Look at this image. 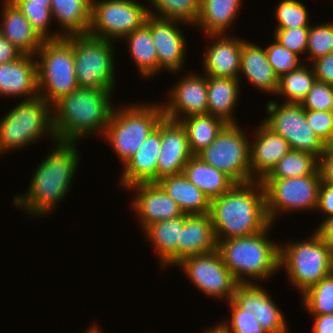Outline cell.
<instances>
[{
	"mask_svg": "<svg viewBox=\"0 0 333 333\" xmlns=\"http://www.w3.org/2000/svg\"><path fill=\"white\" fill-rule=\"evenodd\" d=\"M77 142L55 141V148L37 166L24 195H16L14 204L35 217L47 215L69 192L79 162Z\"/></svg>",
	"mask_w": 333,
	"mask_h": 333,
	"instance_id": "1",
	"label": "cell"
},
{
	"mask_svg": "<svg viewBox=\"0 0 333 333\" xmlns=\"http://www.w3.org/2000/svg\"><path fill=\"white\" fill-rule=\"evenodd\" d=\"M210 216L216 241L264 231L271 223L266 213L262 182L236 183L229 191L211 200Z\"/></svg>",
	"mask_w": 333,
	"mask_h": 333,
	"instance_id": "2",
	"label": "cell"
},
{
	"mask_svg": "<svg viewBox=\"0 0 333 333\" xmlns=\"http://www.w3.org/2000/svg\"><path fill=\"white\" fill-rule=\"evenodd\" d=\"M112 94L108 89L77 87L56 101L51 109L56 139L76 142L89 134L104 135L115 107Z\"/></svg>",
	"mask_w": 333,
	"mask_h": 333,
	"instance_id": "3",
	"label": "cell"
},
{
	"mask_svg": "<svg viewBox=\"0 0 333 333\" xmlns=\"http://www.w3.org/2000/svg\"><path fill=\"white\" fill-rule=\"evenodd\" d=\"M272 225L250 236L217 241V250L238 284H255L250 280L264 281L279 272L280 244L267 235Z\"/></svg>",
	"mask_w": 333,
	"mask_h": 333,
	"instance_id": "4",
	"label": "cell"
},
{
	"mask_svg": "<svg viewBox=\"0 0 333 333\" xmlns=\"http://www.w3.org/2000/svg\"><path fill=\"white\" fill-rule=\"evenodd\" d=\"M39 96L52 106L79 87L74 61V35L44 40L37 53Z\"/></svg>",
	"mask_w": 333,
	"mask_h": 333,
	"instance_id": "5",
	"label": "cell"
},
{
	"mask_svg": "<svg viewBox=\"0 0 333 333\" xmlns=\"http://www.w3.org/2000/svg\"><path fill=\"white\" fill-rule=\"evenodd\" d=\"M123 106V107H122ZM113 109L104 140L110 143L123 165L164 118L161 104H128Z\"/></svg>",
	"mask_w": 333,
	"mask_h": 333,
	"instance_id": "6",
	"label": "cell"
},
{
	"mask_svg": "<svg viewBox=\"0 0 333 333\" xmlns=\"http://www.w3.org/2000/svg\"><path fill=\"white\" fill-rule=\"evenodd\" d=\"M52 106L41 96L25 98L0 119V155L35 143L42 135L56 141Z\"/></svg>",
	"mask_w": 333,
	"mask_h": 333,
	"instance_id": "7",
	"label": "cell"
},
{
	"mask_svg": "<svg viewBox=\"0 0 333 333\" xmlns=\"http://www.w3.org/2000/svg\"><path fill=\"white\" fill-rule=\"evenodd\" d=\"M285 244L280 245L279 268H285L300 294L333 273V249L315 232L308 240Z\"/></svg>",
	"mask_w": 333,
	"mask_h": 333,
	"instance_id": "8",
	"label": "cell"
},
{
	"mask_svg": "<svg viewBox=\"0 0 333 333\" xmlns=\"http://www.w3.org/2000/svg\"><path fill=\"white\" fill-rule=\"evenodd\" d=\"M113 43V40L89 34L74 35L75 73L79 87L114 91Z\"/></svg>",
	"mask_w": 333,
	"mask_h": 333,
	"instance_id": "9",
	"label": "cell"
},
{
	"mask_svg": "<svg viewBox=\"0 0 333 333\" xmlns=\"http://www.w3.org/2000/svg\"><path fill=\"white\" fill-rule=\"evenodd\" d=\"M149 16V8L136 0H92L87 34L106 40H121L142 27Z\"/></svg>",
	"mask_w": 333,
	"mask_h": 333,
	"instance_id": "10",
	"label": "cell"
},
{
	"mask_svg": "<svg viewBox=\"0 0 333 333\" xmlns=\"http://www.w3.org/2000/svg\"><path fill=\"white\" fill-rule=\"evenodd\" d=\"M237 124H227L217 138L196 156L236 183L250 182V140Z\"/></svg>",
	"mask_w": 333,
	"mask_h": 333,
	"instance_id": "11",
	"label": "cell"
},
{
	"mask_svg": "<svg viewBox=\"0 0 333 333\" xmlns=\"http://www.w3.org/2000/svg\"><path fill=\"white\" fill-rule=\"evenodd\" d=\"M321 175L263 179L266 213L271 224L280 212L317 210Z\"/></svg>",
	"mask_w": 333,
	"mask_h": 333,
	"instance_id": "12",
	"label": "cell"
},
{
	"mask_svg": "<svg viewBox=\"0 0 333 333\" xmlns=\"http://www.w3.org/2000/svg\"><path fill=\"white\" fill-rule=\"evenodd\" d=\"M265 108L268 117L262 122L274 133L282 136L291 150L308 152L321 158L326 151V145L307 123L305 109L300 104H278L270 100Z\"/></svg>",
	"mask_w": 333,
	"mask_h": 333,
	"instance_id": "13",
	"label": "cell"
},
{
	"mask_svg": "<svg viewBox=\"0 0 333 333\" xmlns=\"http://www.w3.org/2000/svg\"><path fill=\"white\" fill-rule=\"evenodd\" d=\"M176 265L183 269L198 290L212 298H225L229 302L239 285L217 249L206 254L188 256Z\"/></svg>",
	"mask_w": 333,
	"mask_h": 333,
	"instance_id": "14",
	"label": "cell"
},
{
	"mask_svg": "<svg viewBox=\"0 0 333 333\" xmlns=\"http://www.w3.org/2000/svg\"><path fill=\"white\" fill-rule=\"evenodd\" d=\"M187 74L172 87L168 102L162 105L166 119L179 122L191 115L207 114V76Z\"/></svg>",
	"mask_w": 333,
	"mask_h": 333,
	"instance_id": "15",
	"label": "cell"
},
{
	"mask_svg": "<svg viewBox=\"0 0 333 333\" xmlns=\"http://www.w3.org/2000/svg\"><path fill=\"white\" fill-rule=\"evenodd\" d=\"M231 300L240 309L254 312L256 320L268 333L287 332L288 325L283 312L257 283L239 284Z\"/></svg>",
	"mask_w": 333,
	"mask_h": 333,
	"instance_id": "16",
	"label": "cell"
},
{
	"mask_svg": "<svg viewBox=\"0 0 333 333\" xmlns=\"http://www.w3.org/2000/svg\"><path fill=\"white\" fill-rule=\"evenodd\" d=\"M157 128L161 131L158 180L166 176L182 174L186 163L193 156L188 146L185 128L180 122L165 117Z\"/></svg>",
	"mask_w": 333,
	"mask_h": 333,
	"instance_id": "17",
	"label": "cell"
},
{
	"mask_svg": "<svg viewBox=\"0 0 333 333\" xmlns=\"http://www.w3.org/2000/svg\"><path fill=\"white\" fill-rule=\"evenodd\" d=\"M179 23L182 22L151 16V34L158 55V73L161 70L176 73L182 70L185 63L186 39L177 27Z\"/></svg>",
	"mask_w": 333,
	"mask_h": 333,
	"instance_id": "18",
	"label": "cell"
},
{
	"mask_svg": "<svg viewBox=\"0 0 333 333\" xmlns=\"http://www.w3.org/2000/svg\"><path fill=\"white\" fill-rule=\"evenodd\" d=\"M257 129L250 140V182L262 181L291 150L289 143L263 122Z\"/></svg>",
	"mask_w": 333,
	"mask_h": 333,
	"instance_id": "19",
	"label": "cell"
},
{
	"mask_svg": "<svg viewBox=\"0 0 333 333\" xmlns=\"http://www.w3.org/2000/svg\"><path fill=\"white\" fill-rule=\"evenodd\" d=\"M129 189L136 190L132 207L143 230L154 222L175 219L184 214L157 183H140Z\"/></svg>",
	"mask_w": 333,
	"mask_h": 333,
	"instance_id": "20",
	"label": "cell"
},
{
	"mask_svg": "<svg viewBox=\"0 0 333 333\" xmlns=\"http://www.w3.org/2000/svg\"><path fill=\"white\" fill-rule=\"evenodd\" d=\"M161 147V131L155 128L140 148L123 165L120 180L123 188L158 181V159Z\"/></svg>",
	"mask_w": 333,
	"mask_h": 333,
	"instance_id": "21",
	"label": "cell"
},
{
	"mask_svg": "<svg viewBox=\"0 0 333 333\" xmlns=\"http://www.w3.org/2000/svg\"><path fill=\"white\" fill-rule=\"evenodd\" d=\"M35 55L22 54L18 59L0 64V96L39 95L37 61Z\"/></svg>",
	"mask_w": 333,
	"mask_h": 333,
	"instance_id": "22",
	"label": "cell"
},
{
	"mask_svg": "<svg viewBox=\"0 0 333 333\" xmlns=\"http://www.w3.org/2000/svg\"><path fill=\"white\" fill-rule=\"evenodd\" d=\"M207 37L215 40L212 46H206L203 61L205 75L240 79V57L245 40L227 34Z\"/></svg>",
	"mask_w": 333,
	"mask_h": 333,
	"instance_id": "23",
	"label": "cell"
},
{
	"mask_svg": "<svg viewBox=\"0 0 333 333\" xmlns=\"http://www.w3.org/2000/svg\"><path fill=\"white\" fill-rule=\"evenodd\" d=\"M0 33L22 54L35 55L44 39L11 0H3Z\"/></svg>",
	"mask_w": 333,
	"mask_h": 333,
	"instance_id": "24",
	"label": "cell"
},
{
	"mask_svg": "<svg viewBox=\"0 0 333 333\" xmlns=\"http://www.w3.org/2000/svg\"><path fill=\"white\" fill-rule=\"evenodd\" d=\"M217 249L210 213L184 214V226L179 240V262L188 257Z\"/></svg>",
	"mask_w": 333,
	"mask_h": 333,
	"instance_id": "25",
	"label": "cell"
},
{
	"mask_svg": "<svg viewBox=\"0 0 333 333\" xmlns=\"http://www.w3.org/2000/svg\"><path fill=\"white\" fill-rule=\"evenodd\" d=\"M244 76L257 89L276 94L278 89V77L270 65L265 48L255 43L243 42L240 57V75Z\"/></svg>",
	"mask_w": 333,
	"mask_h": 333,
	"instance_id": "26",
	"label": "cell"
},
{
	"mask_svg": "<svg viewBox=\"0 0 333 333\" xmlns=\"http://www.w3.org/2000/svg\"><path fill=\"white\" fill-rule=\"evenodd\" d=\"M156 183L177 203L184 214L210 213L211 201L209 198L191 183L183 173L163 177Z\"/></svg>",
	"mask_w": 333,
	"mask_h": 333,
	"instance_id": "27",
	"label": "cell"
},
{
	"mask_svg": "<svg viewBox=\"0 0 333 333\" xmlns=\"http://www.w3.org/2000/svg\"><path fill=\"white\" fill-rule=\"evenodd\" d=\"M184 226V214L175 219L154 222L143 231L157 250L161 266L179 263V240Z\"/></svg>",
	"mask_w": 333,
	"mask_h": 333,
	"instance_id": "28",
	"label": "cell"
},
{
	"mask_svg": "<svg viewBox=\"0 0 333 333\" xmlns=\"http://www.w3.org/2000/svg\"><path fill=\"white\" fill-rule=\"evenodd\" d=\"M240 81L238 78L207 76V114L219 117L227 124H237L232 114L241 91Z\"/></svg>",
	"mask_w": 333,
	"mask_h": 333,
	"instance_id": "29",
	"label": "cell"
},
{
	"mask_svg": "<svg viewBox=\"0 0 333 333\" xmlns=\"http://www.w3.org/2000/svg\"><path fill=\"white\" fill-rule=\"evenodd\" d=\"M183 174L211 201L229 191L236 182L223 171L217 170L193 155L186 163Z\"/></svg>",
	"mask_w": 333,
	"mask_h": 333,
	"instance_id": "30",
	"label": "cell"
},
{
	"mask_svg": "<svg viewBox=\"0 0 333 333\" xmlns=\"http://www.w3.org/2000/svg\"><path fill=\"white\" fill-rule=\"evenodd\" d=\"M242 0H200V14L195 24L205 35L227 34L234 23Z\"/></svg>",
	"mask_w": 333,
	"mask_h": 333,
	"instance_id": "31",
	"label": "cell"
},
{
	"mask_svg": "<svg viewBox=\"0 0 333 333\" xmlns=\"http://www.w3.org/2000/svg\"><path fill=\"white\" fill-rule=\"evenodd\" d=\"M92 0H51L52 16L62 36L87 34L91 20Z\"/></svg>",
	"mask_w": 333,
	"mask_h": 333,
	"instance_id": "32",
	"label": "cell"
},
{
	"mask_svg": "<svg viewBox=\"0 0 333 333\" xmlns=\"http://www.w3.org/2000/svg\"><path fill=\"white\" fill-rule=\"evenodd\" d=\"M123 40L127 41L130 55L141 76L150 78L156 75L158 73V55L151 34V15L142 27L126 35Z\"/></svg>",
	"mask_w": 333,
	"mask_h": 333,
	"instance_id": "33",
	"label": "cell"
},
{
	"mask_svg": "<svg viewBox=\"0 0 333 333\" xmlns=\"http://www.w3.org/2000/svg\"><path fill=\"white\" fill-rule=\"evenodd\" d=\"M186 130L188 146L197 155L212 143L227 123L210 114L191 115L179 121Z\"/></svg>",
	"mask_w": 333,
	"mask_h": 333,
	"instance_id": "34",
	"label": "cell"
},
{
	"mask_svg": "<svg viewBox=\"0 0 333 333\" xmlns=\"http://www.w3.org/2000/svg\"><path fill=\"white\" fill-rule=\"evenodd\" d=\"M308 175H321L319 158L308 152L290 150L264 179H283Z\"/></svg>",
	"mask_w": 333,
	"mask_h": 333,
	"instance_id": "35",
	"label": "cell"
},
{
	"mask_svg": "<svg viewBox=\"0 0 333 333\" xmlns=\"http://www.w3.org/2000/svg\"><path fill=\"white\" fill-rule=\"evenodd\" d=\"M316 81L312 65H302L298 70L282 75L278 79L275 96L280 95L283 103L300 104Z\"/></svg>",
	"mask_w": 333,
	"mask_h": 333,
	"instance_id": "36",
	"label": "cell"
},
{
	"mask_svg": "<svg viewBox=\"0 0 333 333\" xmlns=\"http://www.w3.org/2000/svg\"><path fill=\"white\" fill-rule=\"evenodd\" d=\"M154 9L151 16L161 19L178 20L194 26L200 14V0H149ZM158 13V14H157Z\"/></svg>",
	"mask_w": 333,
	"mask_h": 333,
	"instance_id": "37",
	"label": "cell"
},
{
	"mask_svg": "<svg viewBox=\"0 0 333 333\" xmlns=\"http://www.w3.org/2000/svg\"><path fill=\"white\" fill-rule=\"evenodd\" d=\"M30 22L31 26L44 39H59L62 34L49 31V25L53 19L51 0H11ZM49 31V32H48Z\"/></svg>",
	"mask_w": 333,
	"mask_h": 333,
	"instance_id": "38",
	"label": "cell"
},
{
	"mask_svg": "<svg viewBox=\"0 0 333 333\" xmlns=\"http://www.w3.org/2000/svg\"><path fill=\"white\" fill-rule=\"evenodd\" d=\"M300 299L311 315L333 314V273L310 286Z\"/></svg>",
	"mask_w": 333,
	"mask_h": 333,
	"instance_id": "39",
	"label": "cell"
},
{
	"mask_svg": "<svg viewBox=\"0 0 333 333\" xmlns=\"http://www.w3.org/2000/svg\"><path fill=\"white\" fill-rule=\"evenodd\" d=\"M275 8V29L310 27L309 13L301 1L281 0Z\"/></svg>",
	"mask_w": 333,
	"mask_h": 333,
	"instance_id": "40",
	"label": "cell"
},
{
	"mask_svg": "<svg viewBox=\"0 0 333 333\" xmlns=\"http://www.w3.org/2000/svg\"><path fill=\"white\" fill-rule=\"evenodd\" d=\"M228 305L231 319L215 325L222 333H268L258 323L254 312L240 309L232 300Z\"/></svg>",
	"mask_w": 333,
	"mask_h": 333,
	"instance_id": "41",
	"label": "cell"
},
{
	"mask_svg": "<svg viewBox=\"0 0 333 333\" xmlns=\"http://www.w3.org/2000/svg\"><path fill=\"white\" fill-rule=\"evenodd\" d=\"M306 52L311 62L333 52V22L310 25Z\"/></svg>",
	"mask_w": 333,
	"mask_h": 333,
	"instance_id": "42",
	"label": "cell"
},
{
	"mask_svg": "<svg viewBox=\"0 0 333 333\" xmlns=\"http://www.w3.org/2000/svg\"><path fill=\"white\" fill-rule=\"evenodd\" d=\"M268 61L272 66L275 75L280 78L282 75L298 70L304 63L299 60V55L283 47L275 39L273 43L265 48Z\"/></svg>",
	"mask_w": 333,
	"mask_h": 333,
	"instance_id": "43",
	"label": "cell"
},
{
	"mask_svg": "<svg viewBox=\"0 0 333 333\" xmlns=\"http://www.w3.org/2000/svg\"><path fill=\"white\" fill-rule=\"evenodd\" d=\"M300 105L313 111H332L333 85L316 80Z\"/></svg>",
	"mask_w": 333,
	"mask_h": 333,
	"instance_id": "44",
	"label": "cell"
},
{
	"mask_svg": "<svg viewBox=\"0 0 333 333\" xmlns=\"http://www.w3.org/2000/svg\"><path fill=\"white\" fill-rule=\"evenodd\" d=\"M310 27H298L289 29H275L274 39L283 47L302 55L307 50V40Z\"/></svg>",
	"mask_w": 333,
	"mask_h": 333,
	"instance_id": "45",
	"label": "cell"
},
{
	"mask_svg": "<svg viewBox=\"0 0 333 333\" xmlns=\"http://www.w3.org/2000/svg\"><path fill=\"white\" fill-rule=\"evenodd\" d=\"M305 115L311 129L327 145L333 137V112L305 109Z\"/></svg>",
	"mask_w": 333,
	"mask_h": 333,
	"instance_id": "46",
	"label": "cell"
},
{
	"mask_svg": "<svg viewBox=\"0 0 333 333\" xmlns=\"http://www.w3.org/2000/svg\"><path fill=\"white\" fill-rule=\"evenodd\" d=\"M317 81L333 85V52L312 61Z\"/></svg>",
	"mask_w": 333,
	"mask_h": 333,
	"instance_id": "47",
	"label": "cell"
},
{
	"mask_svg": "<svg viewBox=\"0 0 333 333\" xmlns=\"http://www.w3.org/2000/svg\"><path fill=\"white\" fill-rule=\"evenodd\" d=\"M317 210L326 214L324 218L333 216V187L322 181L318 190Z\"/></svg>",
	"mask_w": 333,
	"mask_h": 333,
	"instance_id": "48",
	"label": "cell"
},
{
	"mask_svg": "<svg viewBox=\"0 0 333 333\" xmlns=\"http://www.w3.org/2000/svg\"><path fill=\"white\" fill-rule=\"evenodd\" d=\"M319 171L322 182L333 187V155L327 149L319 159Z\"/></svg>",
	"mask_w": 333,
	"mask_h": 333,
	"instance_id": "49",
	"label": "cell"
},
{
	"mask_svg": "<svg viewBox=\"0 0 333 333\" xmlns=\"http://www.w3.org/2000/svg\"><path fill=\"white\" fill-rule=\"evenodd\" d=\"M22 53L0 33V64L18 59Z\"/></svg>",
	"mask_w": 333,
	"mask_h": 333,
	"instance_id": "50",
	"label": "cell"
},
{
	"mask_svg": "<svg viewBox=\"0 0 333 333\" xmlns=\"http://www.w3.org/2000/svg\"><path fill=\"white\" fill-rule=\"evenodd\" d=\"M314 232L333 249V216L325 218Z\"/></svg>",
	"mask_w": 333,
	"mask_h": 333,
	"instance_id": "51",
	"label": "cell"
},
{
	"mask_svg": "<svg viewBox=\"0 0 333 333\" xmlns=\"http://www.w3.org/2000/svg\"><path fill=\"white\" fill-rule=\"evenodd\" d=\"M314 325L312 332L314 333H333V314L312 315Z\"/></svg>",
	"mask_w": 333,
	"mask_h": 333,
	"instance_id": "52",
	"label": "cell"
},
{
	"mask_svg": "<svg viewBox=\"0 0 333 333\" xmlns=\"http://www.w3.org/2000/svg\"><path fill=\"white\" fill-rule=\"evenodd\" d=\"M84 333H102L101 329L98 328V326H91L90 328H88V330Z\"/></svg>",
	"mask_w": 333,
	"mask_h": 333,
	"instance_id": "53",
	"label": "cell"
},
{
	"mask_svg": "<svg viewBox=\"0 0 333 333\" xmlns=\"http://www.w3.org/2000/svg\"><path fill=\"white\" fill-rule=\"evenodd\" d=\"M204 333H222L216 326L213 328L209 327V329L205 330Z\"/></svg>",
	"mask_w": 333,
	"mask_h": 333,
	"instance_id": "54",
	"label": "cell"
},
{
	"mask_svg": "<svg viewBox=\"0 0 333 333\" xmlns=\"http://www.w3.org/2000/svg\"><path fill=\"white\" fill-rule=\"evenodd\" d=\"M326 149L333 155V137L330 142L326 145Z\"/></svg>",
	"mask_w": 333,
	"mask_h": 333,
	"instance_id": "55",
	"label": "cell"
}]
</instances>
